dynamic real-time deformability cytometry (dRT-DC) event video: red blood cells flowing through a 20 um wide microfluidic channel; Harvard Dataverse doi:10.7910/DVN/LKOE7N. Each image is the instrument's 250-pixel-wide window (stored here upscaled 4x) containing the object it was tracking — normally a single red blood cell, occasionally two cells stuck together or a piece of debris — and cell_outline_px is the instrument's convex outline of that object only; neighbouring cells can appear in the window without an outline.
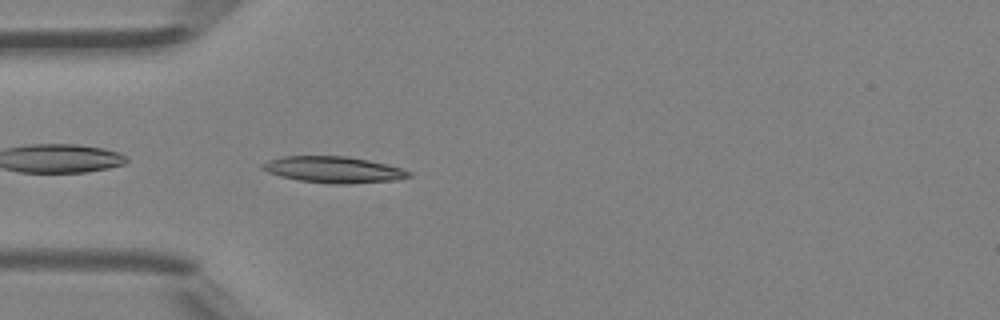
{"species": "Egyptian fruit bat (a non-hibernating species)", "species_latin": "Rousettus aegyptiacus", "temperature_condition": "room temperature", "stored_images_in_passage": 5, "camera_frame_rate_fps": 3000, "um_per_image_px": 0.085, "animal": {"sex": "female"}, "frame": {"image": 1, "passage_image": 5, "time_ms": 1.333, "image_size_px": [1000, 320], "cell_outline_px": [[412, 176], [396, 180], [344, 184], [336, 184], [300, 180], [280, 176], [268, 172], [260, 168], [260, 164], [268, 160], [284, 156], [348, 156], [388, 164], [412, 172]], "centroid_in_image_um": [28.35, 14.41], "position_along_channel_um": 56.6, "area_um2": 22.43}}